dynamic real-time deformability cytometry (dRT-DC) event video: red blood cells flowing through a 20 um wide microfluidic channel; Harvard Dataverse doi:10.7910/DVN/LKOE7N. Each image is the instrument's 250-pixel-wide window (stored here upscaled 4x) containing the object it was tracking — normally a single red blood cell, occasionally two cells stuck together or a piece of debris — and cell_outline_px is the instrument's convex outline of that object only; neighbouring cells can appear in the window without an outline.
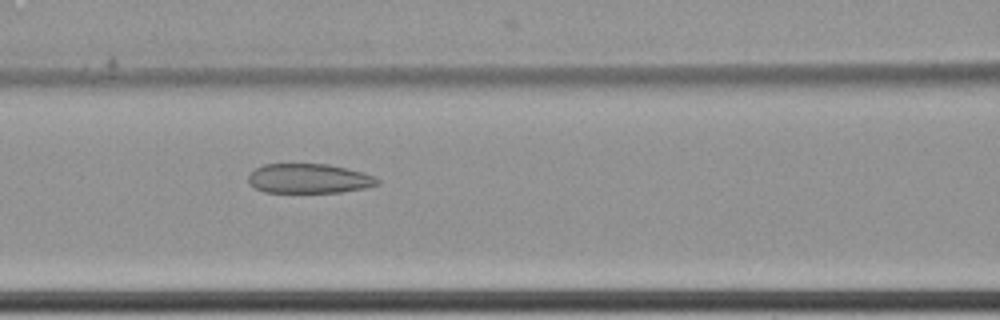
{"species": "common noctule bat (a hibernating species)", "species_latin": "Nyctalus noctula", "temperature_condition": "cold", "stored_images_in_passage": 7, "camera_frame_rate_fps": 3000, "um_per_image_px": 0.085, "animal": {"sex": "female", "body_mass_g": 22.7, "forearm_length_mm": 54.2}, "frame": {"image": 1, "passage_image": 7, "time_ms": 2.0, "image_size_px": [1000, 320], "cell_outline_px": [[380, 184], [368, 188], [340, 192], [264, 192], [248, 184], [248, 176], [256, 168], [264, 164], [328, 164], [364, 172], [380, 180]], "centroid_in_image_um": [26.28, 15.18], "position_along_channel_um": 140.3, "area_um2": 22.31}}